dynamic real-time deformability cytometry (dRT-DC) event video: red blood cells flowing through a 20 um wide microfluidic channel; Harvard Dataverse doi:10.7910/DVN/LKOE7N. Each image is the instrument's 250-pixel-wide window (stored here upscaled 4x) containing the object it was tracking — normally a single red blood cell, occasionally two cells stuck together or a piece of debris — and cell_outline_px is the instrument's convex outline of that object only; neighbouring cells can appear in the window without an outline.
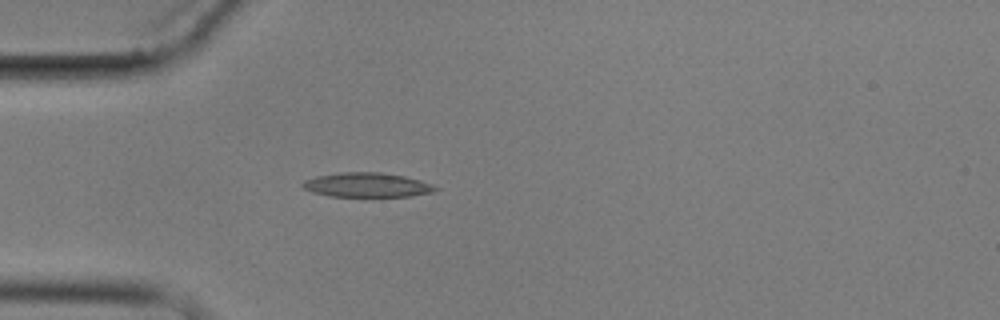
{"species": "common noctule bat (a hibernating species)", "species_latin": "Nyctalus noctula", "temperature_condition": "cold", "stored_images_in_passage": 5, "camera_frame_rate_fps": 3000, "um_per_image_px": 0.085, "animal": {"sex": "male", "body_mass_g": 17.9}, "frame": {"image": 1, "passage_image": 5, "time_ms": 4.667, "image_size_px": [1000, 320], "cell_outline_px": [[440, 188], [432, 192], [408, 196], [328, 196], [312, 192], [304, 188], [300, 184], [304, 180], [316, 176], [340, 172], [380, 172], [404, 176], [420, 180]], "centroid_in_image_um": [31.15, 15.71], "position_along_channel_um": 53.8, "area_um2": 18.79}}